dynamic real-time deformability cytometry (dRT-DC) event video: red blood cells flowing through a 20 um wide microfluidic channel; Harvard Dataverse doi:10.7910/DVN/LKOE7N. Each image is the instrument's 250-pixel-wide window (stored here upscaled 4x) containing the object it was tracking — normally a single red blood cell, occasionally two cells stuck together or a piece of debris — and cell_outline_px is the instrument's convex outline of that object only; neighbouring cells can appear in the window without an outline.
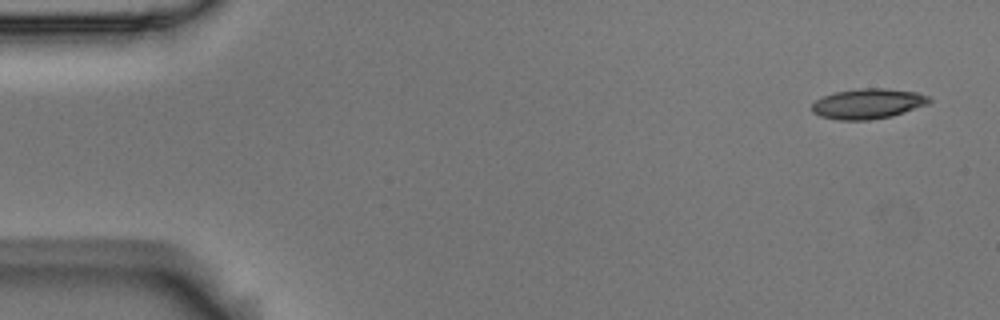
{"species": "Egyptian fruit bat (a non-hibernating species)", "species_latin": "Rousettus aegyptiacus", "temperature_condition": "room temperature", "stored_images_in_passage": 7, "camera_frame_rate_fps": 3000, "um_per_image_px": 0.085, "animal": {"sex": "male"}, "frame": {"image": 1, "passage_image": 1, "time_ms": 0.0, "image_size_px": [1000, 320], "cell_outline_px": [[932, 100], [928, 104], [892, 116], [868, 120], [840, 120], [820, 116], [812, 112], [812, 104], [816, 100], [824, 96], [836, 92], [860, 88], [884, 88], [916, 92], [928, 96]], "centroid_in_image_um": [73.78, 8.81], "position_along_channel_um": 11.2, "area_um2": 20.52}}
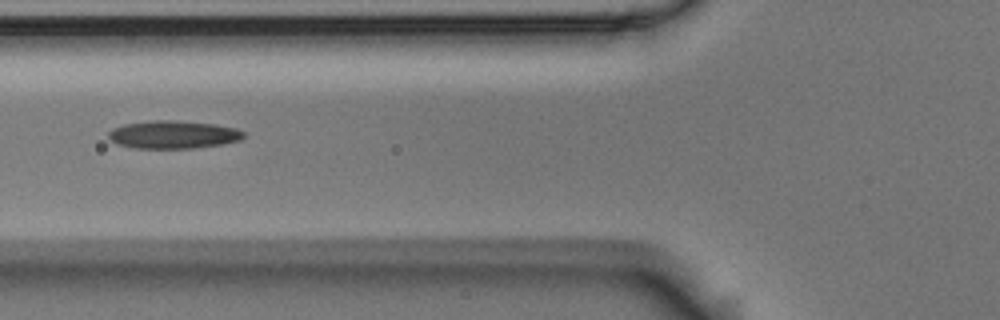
{"frame": {"image": 2, "passage_image": 6, "time_ms": 1.667, "image_size_px": [1000, 320], "cell_outline_px": [[244, 136], [240, 140], [220, 144], [192, 148], [136, 148], [116, 144], [108, 136], [108, 132], [112, 128], [124, 124], [152, 120], [172, 120], [216, 124], [236, 128], [244, 132]], "centroid_in_image_um": [14.7, 11.43], "position_along_channel_um": 111.1, "area_um2": 21.91}}
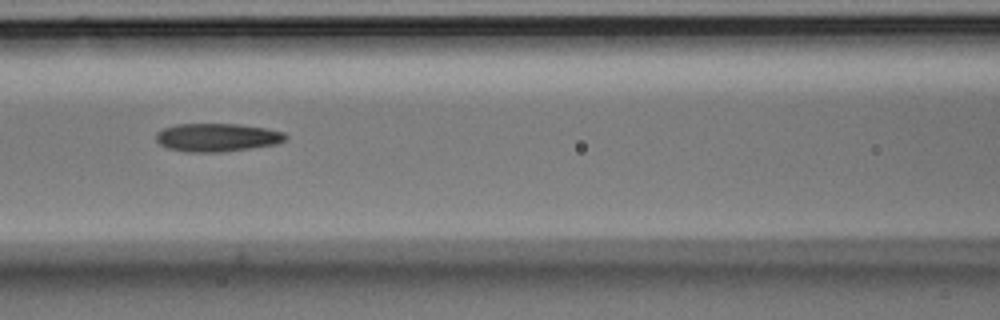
{"frame": {"image": 3, "passage_image": 7, "time_ms": 2.0, "image_size_px": [1000, 320], "cell_outline_px": [[288, 136], [284, 140], [276, 144], [220, 152], [188, 152], [168, 148], [160, 144], [156, 140], [156, 132], [164, 128], [176, 124], [240, 124], [264, 128], [284, 132]], "centroid_in_image_um": [18.43, 11.67], "position_along_channel_um": 148.2, "area_um2": 21.15}}